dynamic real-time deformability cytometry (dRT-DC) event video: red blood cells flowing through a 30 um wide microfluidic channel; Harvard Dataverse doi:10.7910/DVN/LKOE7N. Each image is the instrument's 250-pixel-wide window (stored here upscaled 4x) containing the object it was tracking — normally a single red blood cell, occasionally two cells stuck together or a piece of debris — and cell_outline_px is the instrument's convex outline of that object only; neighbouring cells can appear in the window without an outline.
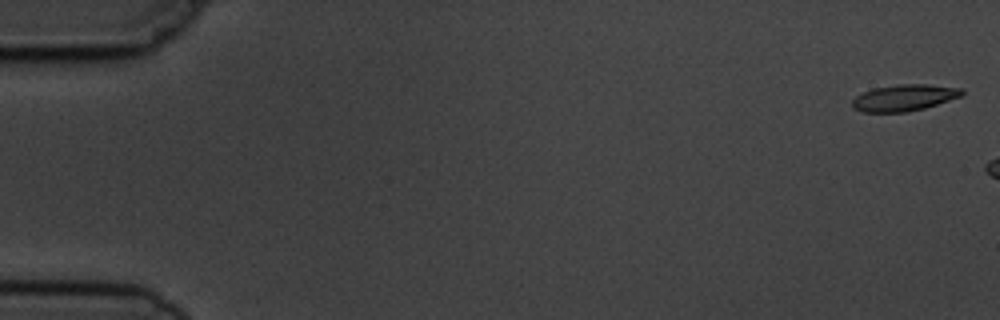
{"species": "common noctule bat (a hibernating species)", "species_latin": "Nyctalus noctula", "temperature_condition": "cold", "stored_images_in_passage": 2, "camera_frame_rate_fps": 3000, "um_per_image_px": 0.085, "animal": {"sex": "male", "body_mass_g": 19.5, "forearm_length_mm": 54.6}, "frame": {"image": 1, "passage_image": 1, "time_ms": 0.0, "image_size_px": [1000, 320], "cell_outline_px": [[964, 92], [960, 96], [924, 108], [904, 112], [864, 112], [852, 108], [852, 100], [856, 96], [872, 88], [900, 84], [924, 84], [964, 88]], "centroid_in_image_um": [76.83, 8.3], "position_along_channel_um": 8.2, "area_um2": 16.76}}